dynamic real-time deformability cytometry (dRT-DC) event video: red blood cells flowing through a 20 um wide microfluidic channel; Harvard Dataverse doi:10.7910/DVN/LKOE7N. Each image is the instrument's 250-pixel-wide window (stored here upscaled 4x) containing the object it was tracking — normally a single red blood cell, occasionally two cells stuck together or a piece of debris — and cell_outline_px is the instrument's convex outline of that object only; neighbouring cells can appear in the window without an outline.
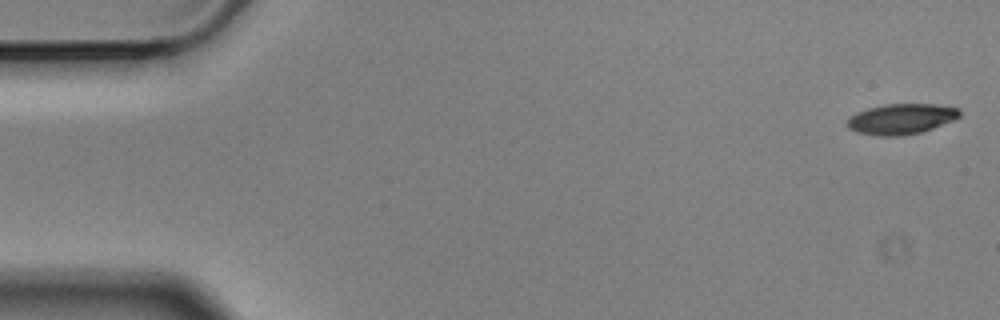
{"species": "Egyptian fruit bat (a non-hibernating species)", "species_latin": "Rousettus aegyptiacus", "temperature_condition": "cold", "stored_images_in_passage": 5, "camera_frame_rate_fps": 3000, "um_per_image_px": 0.085, "animal": {"sex": "male"}, "frame": {"image": 1, "passage_image": 1, "time_ms": 0.0, "image_size_px": [1000, 320], "cell_outline_px": [[960, 116], [956, 120], [920, 132], [896, 136], [880, 136], [860, 132], [848, 128], [844, 124], [848, 116], [856, 112], [868, 108], [884, 104], [936, 104], [960, 108]], "centroid_in_image_um": [76.59, 10.1], "position_along_channel_um": 8.4, "area_um2": 20.11}}